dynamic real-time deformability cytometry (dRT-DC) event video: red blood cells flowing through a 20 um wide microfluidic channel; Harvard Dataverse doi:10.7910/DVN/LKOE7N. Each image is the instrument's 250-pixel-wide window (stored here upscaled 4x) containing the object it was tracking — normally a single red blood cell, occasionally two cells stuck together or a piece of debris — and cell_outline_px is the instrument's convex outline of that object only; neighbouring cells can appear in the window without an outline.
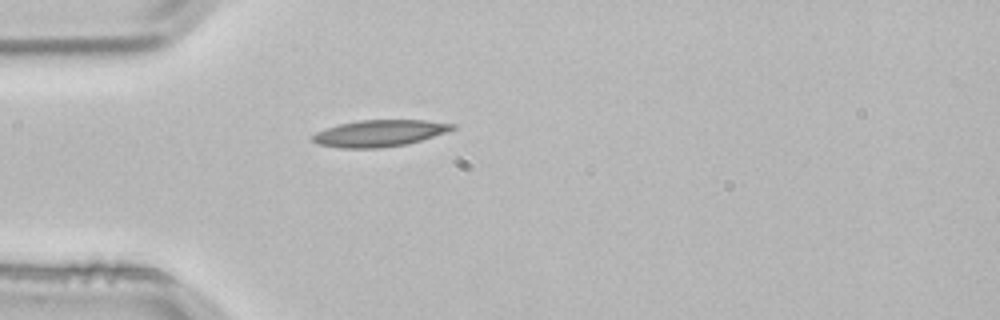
{"species": "common noctule bat (a hibernating species)", "species_latin": "Nyctalus noctula", "temperature_condition": "room temperature", "stored_images_in_passage": 1, "camera_frame_rate_fps": 3000, "um_per_image_px": 0.085, "animal": {"sex": "male", "body_mass_g": 21.5, "forearm_length_mm": 52.0}, "frame": {"image": 1, "passage_image": 1, "time_ms": 0.0, "image_size_px": [1000, 320], "cell_outline_px": [[456, 128], [408, 144], [380, 148], [340, 148], [316, 144], [312, 140], [312, 136], [316, 132], [340, 124], [356, 120], [424, 120], [456, 124]], "centroid_in_image_um": [32.22, 11.33], "position_along_channel_um": 52.8, "area_um2": 21.56}}